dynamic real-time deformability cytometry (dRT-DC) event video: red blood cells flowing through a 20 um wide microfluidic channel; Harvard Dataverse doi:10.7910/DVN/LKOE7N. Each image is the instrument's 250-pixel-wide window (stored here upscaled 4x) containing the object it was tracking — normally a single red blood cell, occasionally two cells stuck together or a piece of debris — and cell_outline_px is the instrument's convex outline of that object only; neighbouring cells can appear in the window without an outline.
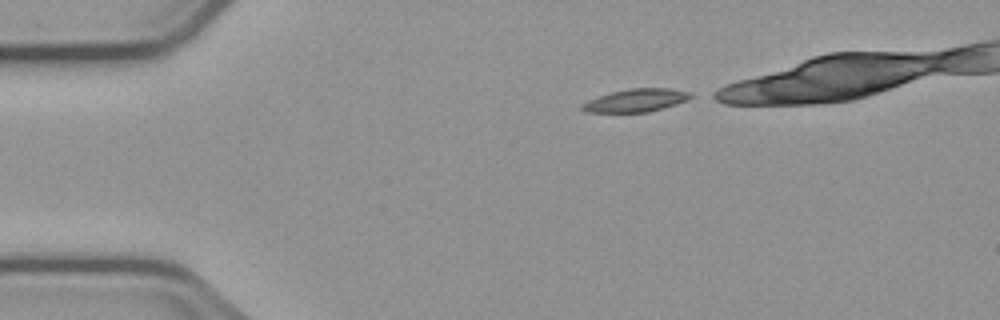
{"species": "common noctule bat (a hibernating species)", "species_latin": "Nyctalus noctula", "temperature_condition": "cold", "stored_images_in_passage": 34, "camera_frame_rate_fps": 3000, "um_per_image_px": 0.085, "animal": {"sex": "male", "body_mass_g": 23.1, "forearm_length_mm": 52.7}, "frame": {"image": 1, "passage_image": 1, "time_ms": 0.0, "image_size_px": [1000, 320], "cell_outline_px": [[696, 96], [688, 100], [676, 104], [648, 112], [588, 112], [580, 108], [580, 104], [588, 100], [612, 92], [628, 88], [668, 88], [692, 92]], "centroid_in_image_um": [54.11, 8.52], "position_along_channel_um": 30.9, "area_um2": 14.57}}
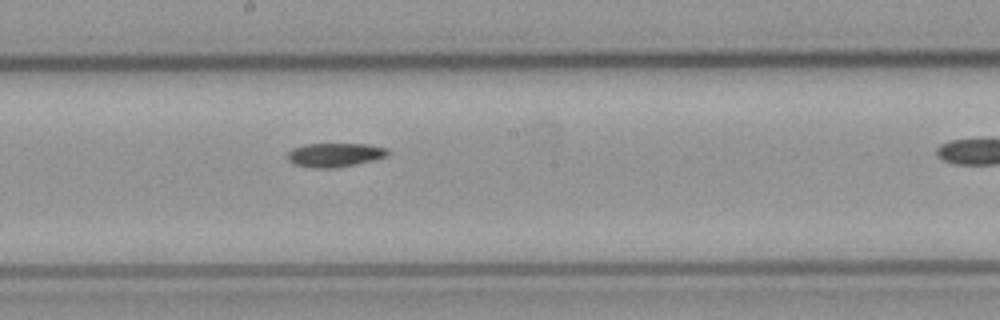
{"frame": {"image": 2, "passage_image": 20, "time_ms": 6.333, "image_size_px": [1000, 320], "cell_outline_px": [[388, 156], [356, 164], [332, 168], [312, 168], [296, 164], [288, 160], [288, 152], [292, 148], [304, 144], [368, 144], [388, 148]], "centroid_in_image_um": [28.46, 13.16], "position_along_channel_um": 219.7, "area_um2": 13.93}}
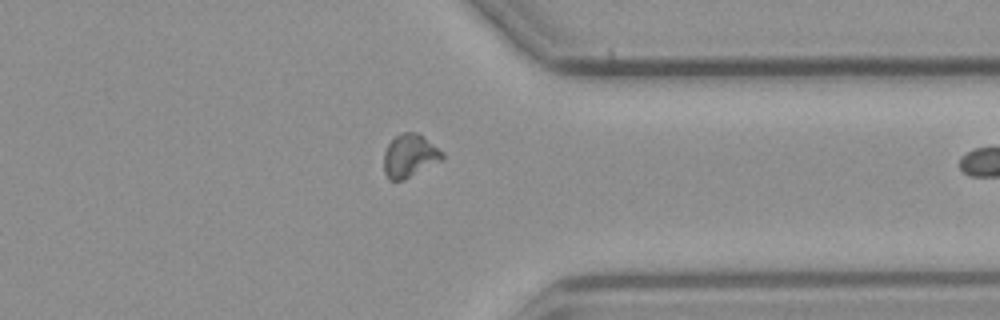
{"frame": {"image": 3, "passage_image": 33, "time_ms": 10.667, "image_size_px": [1000, 320], "cell_outline_px": [[444, 156], [440, 160], [404, 180], [388, 180], [384, 172], [384, 152], [388, 144], [400, 132], [416, 132], [444, 152]], "centroid_in_image_um": [34.79, 13.24], "position_along_channel_um": 376.6, "area_um2": 14.45}}